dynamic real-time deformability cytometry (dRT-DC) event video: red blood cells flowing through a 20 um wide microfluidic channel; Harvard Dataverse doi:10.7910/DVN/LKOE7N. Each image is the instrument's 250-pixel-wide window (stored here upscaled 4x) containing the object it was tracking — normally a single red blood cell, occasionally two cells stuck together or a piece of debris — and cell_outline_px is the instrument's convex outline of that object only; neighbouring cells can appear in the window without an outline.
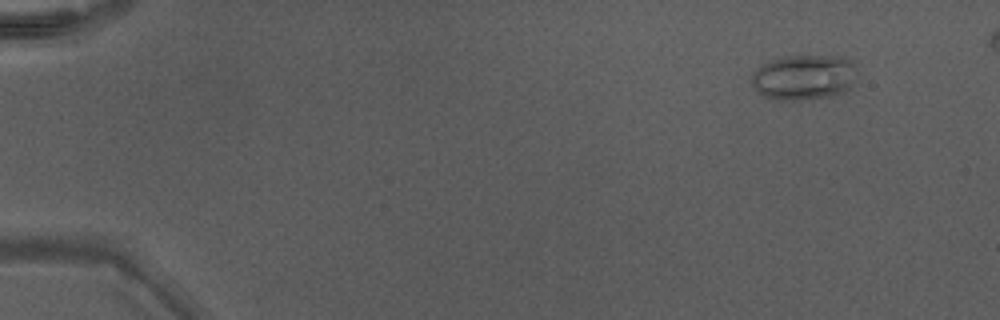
{"species": "Egyptian fruit bat (a non-hibernating species)", "species_latin": "Rousettus aegyptiacus", "temperature_condition": "warm", "stored_images_in_passage": 6, "camera_frame_rate_fps": 3000, "um_per_image_px": 0.085, "animal": {"sex": "male"}, "frame": {"image": 1, "passage_image": 2, "time_ms": 0.333, "image_size_px": [1000, 320], "cell_outline_px": [[856, 64], [848, 88], [844, 92], [832, 96], [804, 100], [776, 100], [764, 96], [752, 84], [752, 72], [764, 64], [772, 60], [784, 56], [844, 56], [852, 60]], "centroid_in_image_um": [68.32, 6.56], "position_along_channel_um": 16.7, "area_um2": 27.57}}